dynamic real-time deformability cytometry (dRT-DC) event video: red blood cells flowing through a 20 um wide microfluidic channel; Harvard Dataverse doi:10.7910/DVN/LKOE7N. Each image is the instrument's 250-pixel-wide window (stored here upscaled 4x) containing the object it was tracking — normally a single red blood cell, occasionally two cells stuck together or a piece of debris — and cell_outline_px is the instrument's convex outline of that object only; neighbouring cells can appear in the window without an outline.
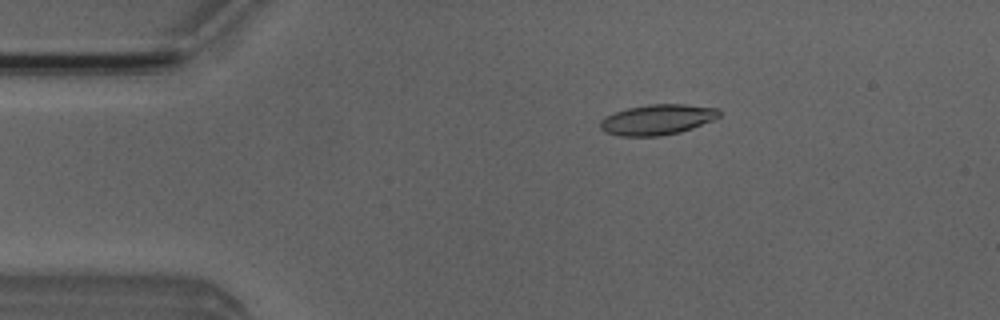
{"species": "Egyptian fruit bat (a non-hibernating species)", "species_latin": "Rousettus aegyptiacus", "temperature_condition": "room temperature", "stored_images_in_passage": 49, "camera_frame_rate_fps": 3000, "um_per_image_px": 0.085, "animal": {"sex": "male"}, "frame": {"image": 1, "passage_image": 7, "time_ms": 2.0, "image_size_px": [1000, 320], "cell_outline_px": [[720, 116], [712, 120], [692, 128], [680, 132], [660, 136], [620, 136], [604, 132], [600, 128], [600, 120], [604, 116], [628, 108], [648, 104], [684, 104], [720, 108]], "centroid_in_image_um": [55.86, 10.16], "position_along_channel_um": 29.1, "area_um2": 21.15}}
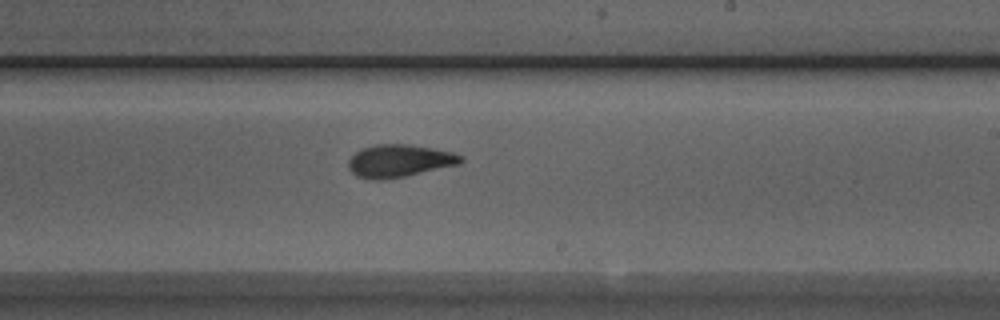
{"frame": {"image": 2, "passage_image": 28, "time_ms": 9.0, "image_size_px": [1000, 320], "cell_outline_px": [[464, 160], [460, 164], [404, 176], [384, 180], [372, 180], [360, 176], [352, 172], [348, 168], [348, 160], [356, 152], [364, 148], [376, 144], [408, 144], [432, 148], [452, 152], [464, 156]], "centroid_in_image_um": [33.96, 13.67], "position_along_channel_um": 255.0, "area_um2": 21.21}}
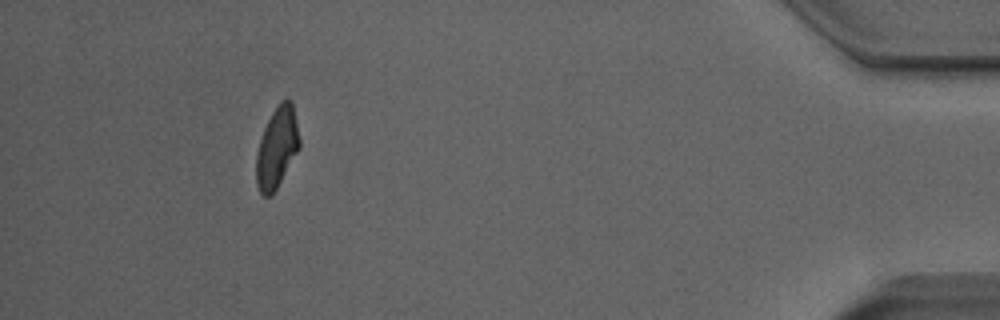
{"frame": {"image": 3, "passage_image": 45, "time_ms": 14.667, "image_size_px": [1000, 320], "cell_outline_px": [[300, 148], [276, 188], [268, 196], [264, 196], [260, 192], [256, 184], [256, 156], [260, 140], [264, 128], [272, 112], [280, 100], [292, 100], [300, 140]], "centroid_in_image_um": [23.54, 12.52], "position_along_channel_um": 411.7, "area_um2": 20.11}, "authors_computed_cell_mechanics": {"area_um2": 21.0392, "velocity_mm_per_s": 3.9456, "shape_relaxation_time_tau1_ms": 7.2893, "shape_relaxation_time_tau2_ms": 2.3741, "deformation_change_tau1": 0.203, "deformation_change_tau2": 0.0802}}